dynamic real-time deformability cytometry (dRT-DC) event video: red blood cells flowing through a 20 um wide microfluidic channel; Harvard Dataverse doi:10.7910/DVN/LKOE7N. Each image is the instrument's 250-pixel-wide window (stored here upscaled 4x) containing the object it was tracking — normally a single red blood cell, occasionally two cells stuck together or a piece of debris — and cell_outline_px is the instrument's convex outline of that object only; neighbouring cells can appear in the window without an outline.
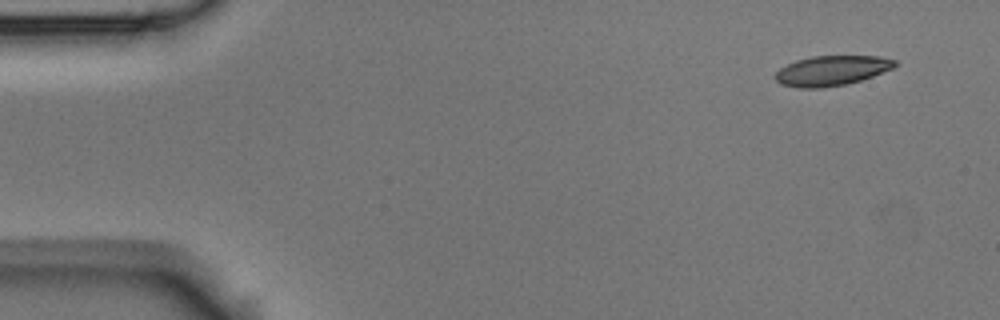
{"species": "Egyptian fruit bat (a non-hibernating species)", "species_latin": "Rousettus aegyptiacus", "temperature_condition": "room temperature", "stored_images_in_passage": 6, "camera_frame_rate_fps": 3000, "um_per_image_px": 0.085, "animal": {"sex": "male"}, "frame": {"image": 1, "passage_image": 1, "time_ms": 0.0, "image_size_px": [1000, 320], "cell_outline_px": [[900, 64], [892, 68], [872, 76], [860, 80], [844, 84], [820, 88], [800, 88], [780, 84], [776, 80], [776, 72], [780, 68], [796, 60], [812, 56], [880, 56], [896, 60]], "centroid_in_image_um": [70.7, 5.99], "position_along_channel_um": 14.3, "area_um2": 20.75}}
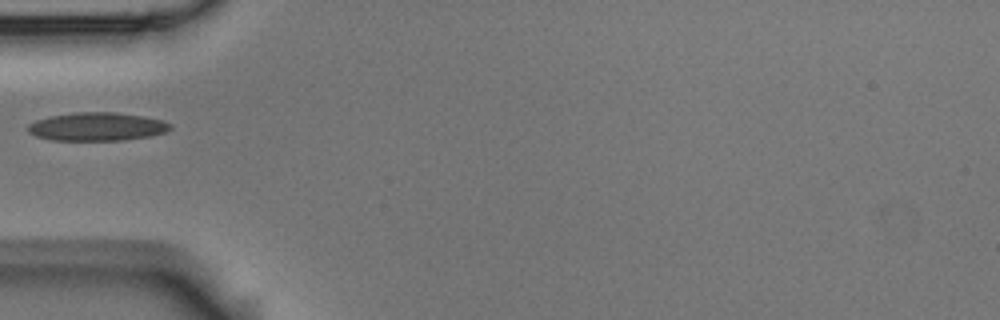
{"frame": {"image": 2, "passage_image": 5, "time_ms": 1.333, "image_size_px": [1000, 320], "cell_outline_px": [[172, 128], [168, 132], [148, 136], [124, 140], [52, 140], [36, 136], [28, 132], [28, 124], [36, 120], [52, 116], [76, 112], [116, 112], [144, 116], [164, 120], [172, 124]], "centroid_in_image_um": [8.3, 10.76], "position_along_channel_um": 76.7, "area_um2": 23.58}}
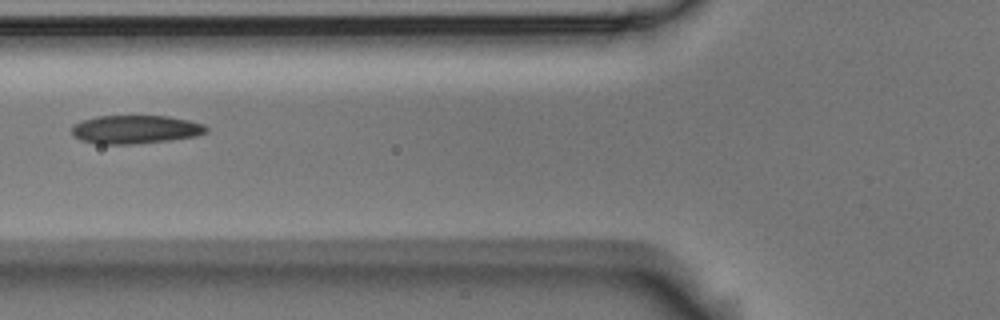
{"frame": {"image": 3, "passage_image": 6, "time_ms": 1.667, "image_size_px": [1000, 320], "cell_outline_px": [[208, 132], [196, 136], [168, 140], [132, 144], [100, 144], [80, 140], [72, 132], [72, 124], [96, 116], [168, 116], [188, 120], [204, 124], [208, 128]], "centroid_in_image_um": [11.52, 11.0], "position_along_channel_um": 114.3, "area_um2": 22.2}}